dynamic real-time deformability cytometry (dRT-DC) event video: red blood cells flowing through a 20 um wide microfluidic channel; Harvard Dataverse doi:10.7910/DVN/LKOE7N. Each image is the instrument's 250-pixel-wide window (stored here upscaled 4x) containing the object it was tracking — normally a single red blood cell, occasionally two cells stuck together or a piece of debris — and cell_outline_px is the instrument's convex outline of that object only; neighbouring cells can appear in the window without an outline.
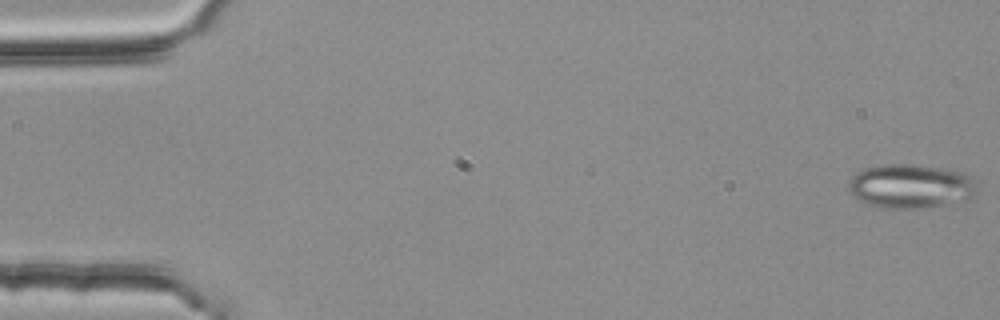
{"species": "common noctule bat (a hibernating species)", "species_latin": "Nyctalus noctula", "temperature_condition": "room temperature", "stored_images_in_passage": 54, "camera_frame_rate_fps": 3000, "um_per_image_px": 0.085, "animal": {"sex": "female", "body_mass_g": 25.1}, "frame": {"image": 1, "passage_image": 1, "time_ms": 0.0, "image_size_px": [1000, 320], "cell_outline_px": [[980, 196], [920, 208], [884, 208], [868, 204], [860, 200], [852, 192], [848, 184], [848, 180], [856, 172], [864, 168], [884, 164], [920, 164], [964, 172], [968, 176], [980, 192]], "centroid_in_image_um": [77.42, 15.8], "position_along_channel_um": 7.6, "area_um2": 32.89}}
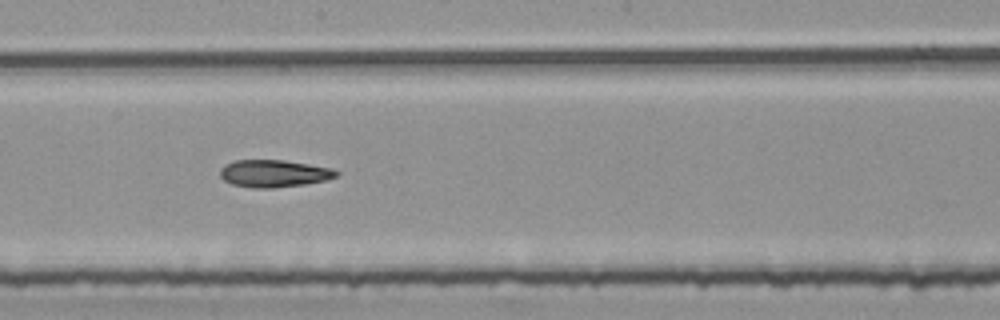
{"frame": {"image": 2, "passage_image": 30, "time_ms": 9.667, "image_size_px": [1000, 320], "cell_outline_px": [[340, 176], [324, 180], [304, 184], [272, 188], [252, 188], [232, 184], [224, 180], [220, 176], [220, 168], [224, 164], [236, 160], [284, 160], [332, 168], [340, 172]], "centroid_in_image_um": [23.28, 14.74], "position_along_channel_um": 224.9, "area_um2": 18.55}}
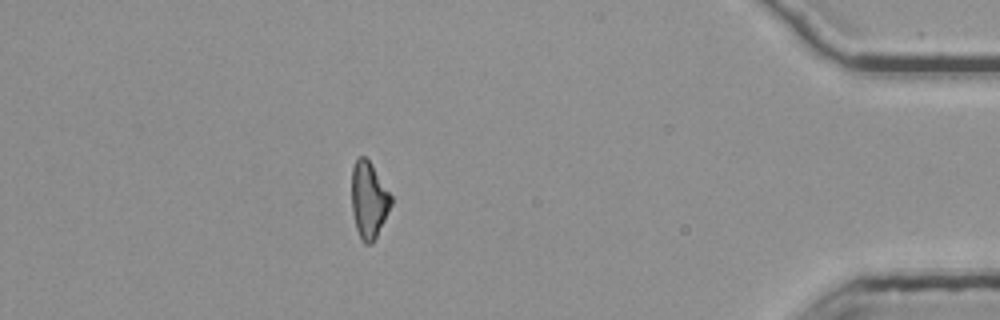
{"frame": {"image": 3, "passage_image": 48, "time_ms": 15.667, "image_size_px": [1000, 320], "cell_outline_px": [[392, 204], [372, 244], [364, 244], [356, 228], [352, 212], [352, 168], [356, 156], [364, 156], [372, 164], [392, 196]], "centroid_in_image_um": [31.34, 16.97], "position_along_channel_um": 403.9, "area_um2": 17.51}}